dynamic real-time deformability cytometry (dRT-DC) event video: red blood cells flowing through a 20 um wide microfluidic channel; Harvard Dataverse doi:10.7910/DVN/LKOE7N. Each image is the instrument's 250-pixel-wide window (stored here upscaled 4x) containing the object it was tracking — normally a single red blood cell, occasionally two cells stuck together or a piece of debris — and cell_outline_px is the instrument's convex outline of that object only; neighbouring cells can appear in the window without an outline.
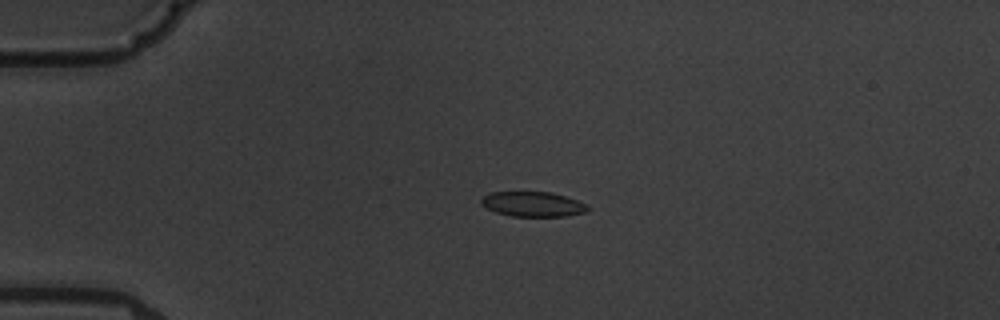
{"species": "common noctule bat (a hibernating species)", "species_latin": "Nyctalus noctula", "temperature_condition": "warm", "stored_images_in_passage": 5, "camera_frame_rate_fps": 3000, "um_per_image_px": 0.085, "animal": {"sex": "male", "body_mass_g": 19.5, "forearm_length_mm": 54.6}, "frame": {"image": 1, "passage_image": 4, "time_ms": 3.333, "image_size_px": [1000, 320], "cell_outline_px": [[592, 208], [588, 212], [568, 216], [512, 216], [496, 212], [480, 204], [480, 200], [484, 196], [492, 192], [552, 192], [588, 204]], "centroid_in_image_um": [45.35, 17.36], "position_along_channel_um": 39.6, "area_um2": 15.55}}